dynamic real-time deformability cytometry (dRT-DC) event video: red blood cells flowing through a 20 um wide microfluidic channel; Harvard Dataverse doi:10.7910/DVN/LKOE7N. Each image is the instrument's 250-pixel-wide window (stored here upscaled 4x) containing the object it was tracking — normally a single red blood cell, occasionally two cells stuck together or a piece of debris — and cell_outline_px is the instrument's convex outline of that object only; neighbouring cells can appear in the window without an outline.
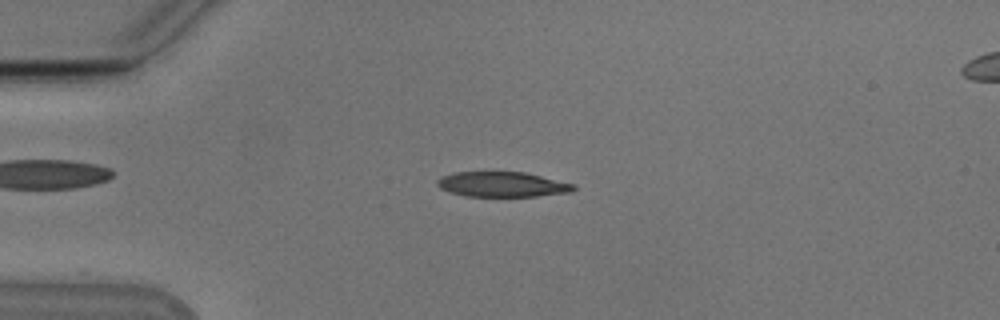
{"species": "Egyptian fruit bat (a non-hibernating species)", "species_latin": "Rousettus aegyptiacus", "temperature_condition": "cold", "stored_images_in_passage": 53, "camera_frame_rate_fps": 3000, "um_per_image_px": 0.085, "animal": {"sex": "male"}, "frame": {"image": 1, "passage_image": 13, "time_ms": 4.0, "image_size_px": [1000, 320], "cell_outline_px": [[576, 188], [572, 192], [536, 196], [464, 196], [440, 188], [436, 184], [436, 180], [440, 176], [456, 172], [524, 172], [576, 184]], "centroid_in_image_um": [42.7, 15.67], "position_along_channel_um": 42.3, "area_um2": 19.94}}
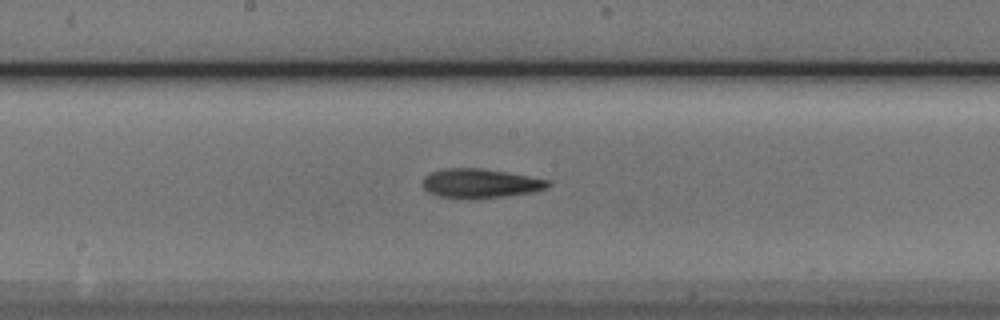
{"frame": {"image": 2, "passage_image": 28, "time_ms": 9.0, "image_size_px": [1000, 320], "cell_outline_px": [[552, 184], [548, 188], [532, 192], [476, 200], [472, 200], [440, 196], [428, 192], [424, 188], [424, 176], [432, 172], [444, 168], [480, 168], [528, 176], [548, 180]], "centroid_in_image_um": [40.82, 15.6], "position_along_channel_um": 207.4, "area_um2": 21.39}}
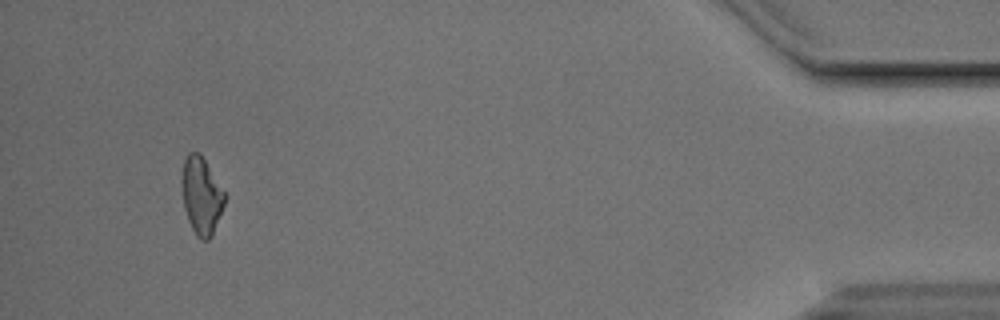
{"frame": {"image": 3, "passage_image": 50, "time_ms": 16.333, "image_size_px": [1000, 320], "cell_outline_px": [[224, 204], [212, 236], [208, 240], [200, 240], [196, 236], [188, 220], [184, 208], [180, 184], [180, 180], [184, 160], [188, 152], [200, 152], [224, 192]], "centroid_in_image_um": [17.08, 16.63], "position_along_channel_um": 418.1, "area_um2": 19.31}, "authors_computed_cell_mechanics": {"area_um2": 20.23, "velocity_mm_per_s": 3.85, "shape_relaxation_time_tau1_ms": 5.9352, "shape_relaxation_time_tau2_ms": null, "deformation_change_tau1": 0.1872, "deformation_change_tau2": null}}